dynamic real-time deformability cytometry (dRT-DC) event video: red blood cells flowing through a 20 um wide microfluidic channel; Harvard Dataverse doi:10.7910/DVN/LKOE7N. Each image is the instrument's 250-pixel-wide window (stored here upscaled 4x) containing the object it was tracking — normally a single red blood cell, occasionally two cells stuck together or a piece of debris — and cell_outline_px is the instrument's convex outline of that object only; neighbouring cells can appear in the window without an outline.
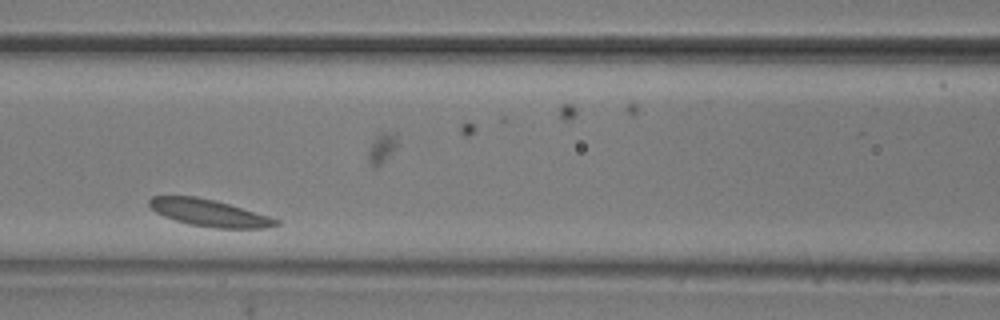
{"species": "common noctule bat (a hibernating species)", "species_latin": "Nyctalus noctula", "temperature_condition": "room temperature", "stored_images_in_passage": 15, "camera_frame_rate_fps": 3000, "um_per_image_px": 0.085, "animal": {"sex": "male", "body_mass_g": 20.5, "forearm_length_mm": 52.5}, "frame": {"image": 1, "passage_image": 5, "time_ms": 1.333, "image_size_px": [1000, 320], "cell_outline_px": [[280, 224], [268, 228], [216, 228], [188, 224], [164, 216], [156, 212], [148, 204], [148, 200], [152, 196], [196, 196], [216, 200], [268, 216], [280, 220]], "centroid_in_image_um": [17.78, 18.09], "position_along_channel_um": 148.8, "area_um2": 19.83}}
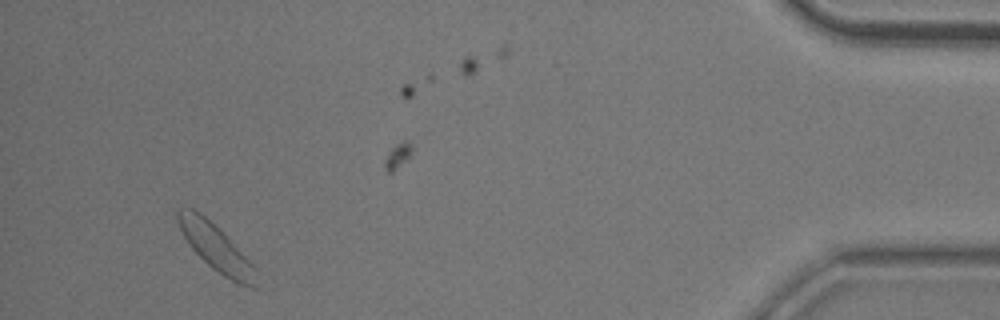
{"frame": {"image": 2, "passage_image": 13, "time_ms": 4.0, "image_size_px": [1000, 320], "cell_outline_px": [[256, 288], [252, 288], [240, 284], [224, 276], [212, 268], [192, 248], [184, 236], [176, 220], [176, 208], [192, 208], [200, 212], [220, 228], [228, 236], [256, 268]], "centroid_in_image_um": [18.34, 21.01], "position_along_channel_um": 416.9, "area_um2": 21.15}}